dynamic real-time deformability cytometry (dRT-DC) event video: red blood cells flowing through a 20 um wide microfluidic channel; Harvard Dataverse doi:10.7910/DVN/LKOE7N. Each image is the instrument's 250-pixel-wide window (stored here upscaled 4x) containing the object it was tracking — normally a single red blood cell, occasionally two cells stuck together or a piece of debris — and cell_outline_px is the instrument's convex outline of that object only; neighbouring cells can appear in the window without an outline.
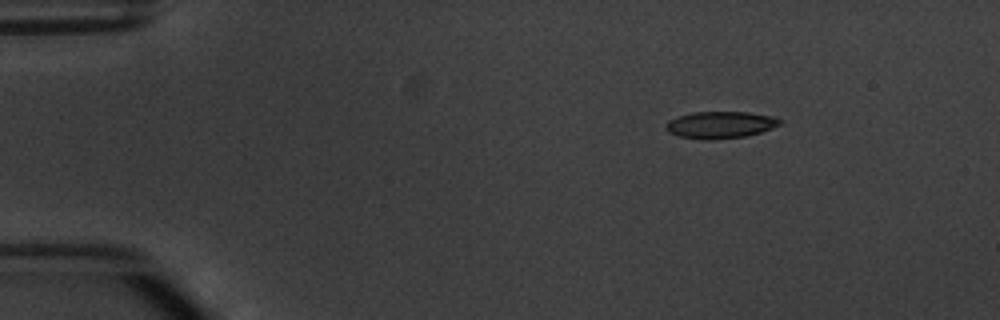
{"species": "common noctule bat (a hibernating species)", "species_latin": "Nyctalus noctula", "temperature_condition": "warm", "stored_images_in_passage": 3, "camera_frame_rate_fps": 3000, "um_per_image_px": 0.085, "animal": {"sex": "male", "body_mass_g": 20.1, "forearm_length_mm": 53.5}, "frame": {"image": 1, "passage_image": 1, "time_ms": 0.0, "image_size_px": [1000, 320], "cell_outline_px": [[784, 124], [760, 132], [744, 136], [712, 140], [704, 140], [680, 136], [668, 132], [664, 124], [668, 120], [692, 112], [748, 112], [772, 116], [780, 120]], "centroid_in_image_um": [61.22, 10.61], "position_along_channel_um": 23.8, "area_um2": 17.86}}